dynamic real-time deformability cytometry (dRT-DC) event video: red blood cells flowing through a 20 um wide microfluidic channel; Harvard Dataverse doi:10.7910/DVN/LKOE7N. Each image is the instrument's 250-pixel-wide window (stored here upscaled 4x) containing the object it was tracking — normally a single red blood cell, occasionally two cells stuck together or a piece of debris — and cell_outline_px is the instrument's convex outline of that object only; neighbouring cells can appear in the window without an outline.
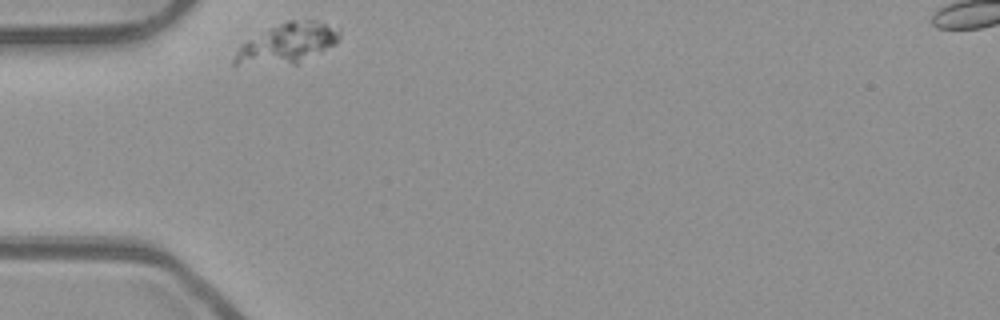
{"species": "common noctule bat (a hibernating species)", "species_latin": "Nyctalus noctula", "temperature_condition": "room temperature", "stored_images_in_passage": 32, "camera_frame_rate_fps": 3000, "um_per_image_px": 0.085, "animal": {"sex": "male", "body_mass_g": 23.1, "forearm_length_mm": 52.7}, "frame": {"image": 1, "passage_image": 1, "time_ms": 0.0, "image_size_px": [1000, 320], "cell_outline_px": [[340, 36], [332, 44], [296, 64], [232, 64], [232, 60], [240, 44], [268, 28], [288, 20], [316, 20], [340, 32]], "centroid_in_image_um": [24.33, 3.68], "position_along_channel_um": 60.7, "area_um2": 23.64}}
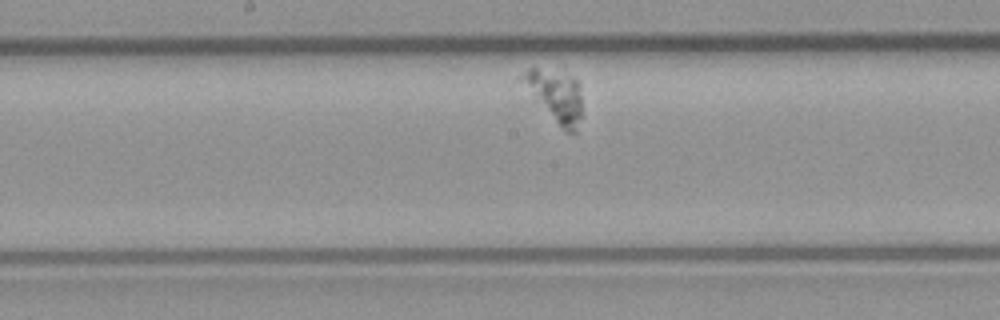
{"frame": {"image": 2, "passage_image": 14, "time_ms": 4.333, "image_size_px": [1000, 320], "cell_outline_px": [[580, 116], [576, 132], [564, 132], [516, 80], [516, 76], [528, 68], [536, 68], [572, 76], [576, 80], [580, 96]], "centroid_in_image_um": [47.09, 8.14], "position_along_channel_um": 201.1, "area_um2": 18.09}}
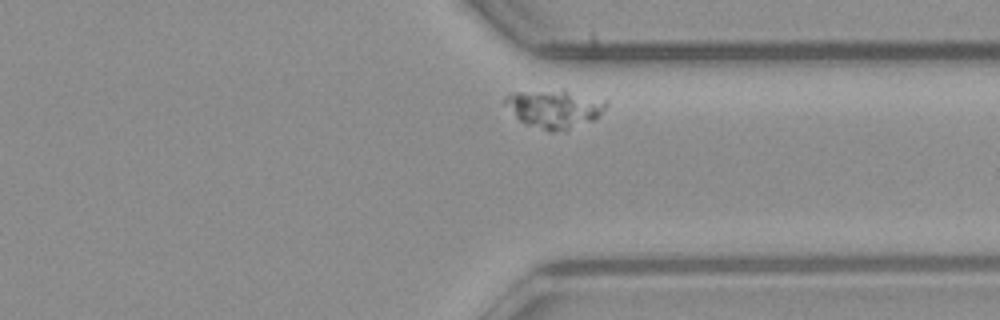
{"frame": {"image": 3, "passage_image": 28, "time_ms": 9.0, "image_size_px": [1000, 320], "cell_outline_px": [[608, 104], [600, 116], [592, 120], [568, 128], [552, 132], [548, 132], [528, 124], [520, 120], [516, 116], [504, 100], [504, 96], [512, 92], [564, 88], [608, 100]], "centroid_in_image_um": [47.18, 9.18], "position_along_channel_um": 364.2, "area_um2": 22.72}}